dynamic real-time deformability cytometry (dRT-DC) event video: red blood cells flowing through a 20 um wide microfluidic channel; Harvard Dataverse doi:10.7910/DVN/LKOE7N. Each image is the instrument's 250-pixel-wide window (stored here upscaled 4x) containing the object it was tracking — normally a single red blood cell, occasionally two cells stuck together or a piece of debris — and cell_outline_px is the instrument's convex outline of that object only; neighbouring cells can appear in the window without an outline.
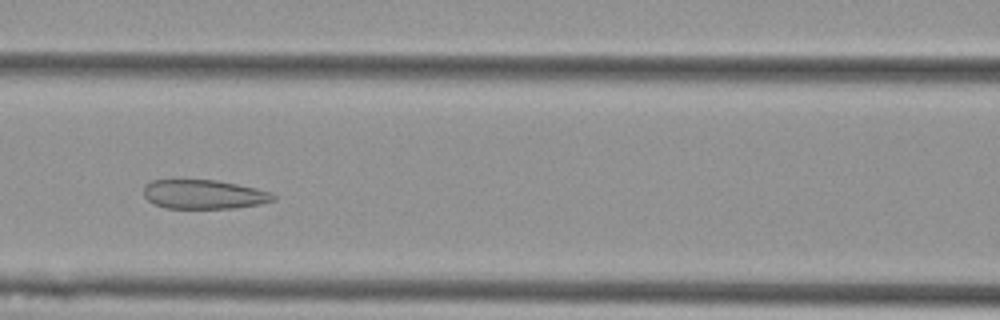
{"species": "Egyptian fruit bat (a non-hibernating species)", "species_latin": "Rousettus aegyptiacus", "temperature_condition": "cold", "stored_images_in_passage": 44, "camera_frame_rate_fps": 3000, "um_per_image_px": 0.085, "animal": {"sex": "female"}, "frame": {"image": 1, "passage_image": 16, "time_ms": 5.0, "image_size_px": [1000, 320], "cell_outline_px": [[276, 200], [260, 204], [236, 208], [164, 208], [152, 204], [144, 196], [144, 184], [152, 180], [216, 180], [256, 188], [272, 192], [276, 196]], "centroid_in_image_um": [17.33, 16.52], "position_along_channel_um": 149.3, "area_um2": 22.2}}
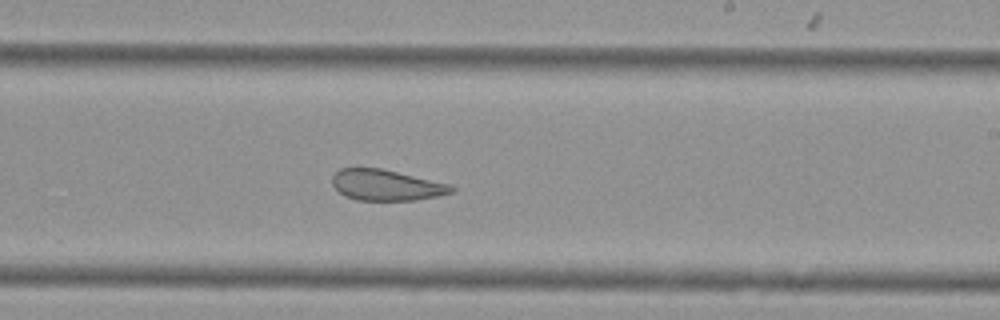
{"frame": {"image": 2, "passage_image": 25, "time_ms": 8.0, "image_size_px": [1000, 320], "cell_outline_px": [[456, 188], [452, 192], [436, 196], [416, 200], [356, 200], [344, 196], [332, 184], [332, 176], [340, 168], [380, 168], [452, 184]], "centroid_in_image_um": [32.84, 15.73], "position_along_channel_um": 256.2, "area_um2": 21.44}}
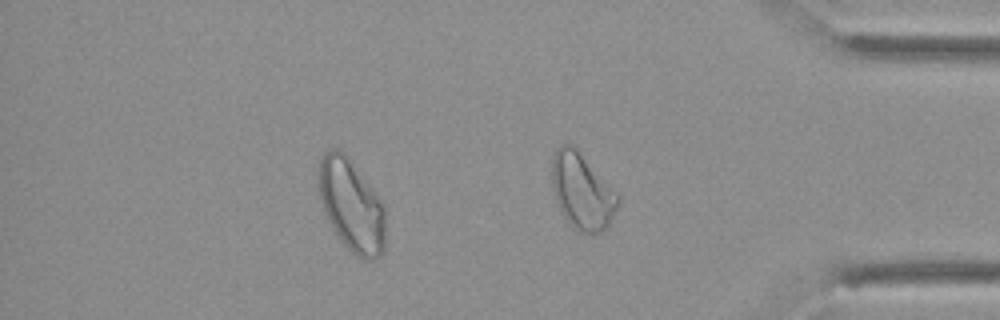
{"frame": {"image": 3, "passage_image": 37, "time_ms": 12.0, "image_size_px": [1000, 320], "cell_outline_px": [[384, 252], [380, 256], [372, 260], [364, 260], [356, 256], [344, 244], [332, 228], [324, 212], [320, 200], [316, 172], [320, 156], [328, 148], [340, 148], [352, 160], [380, 200], [384, 208]], "centroid_in_image_um": [29.82, 17.41], "position_along_channel_um": 405.4, "area_um2": 36.36}, "authors_computed_cell_mechanics": {"area_um2": 25.0852, "velocity_mm_per_s": 3.5851, "shape_relaxation_time_tau1_ms": null, "shape_relaxation_time_tau2_ms": 1.7292, "deformation_change_tau1": null, "deformation_change_tau2": 0.0826}}